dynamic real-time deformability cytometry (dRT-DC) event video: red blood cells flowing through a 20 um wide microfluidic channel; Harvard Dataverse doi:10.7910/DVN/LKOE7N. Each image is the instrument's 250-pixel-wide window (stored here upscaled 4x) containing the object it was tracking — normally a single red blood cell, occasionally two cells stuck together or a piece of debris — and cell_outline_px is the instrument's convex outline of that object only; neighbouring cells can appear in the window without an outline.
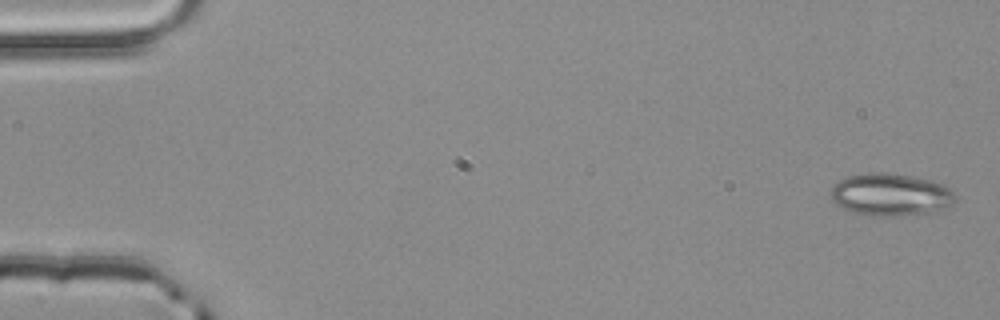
{"species": "common noctule bat (a hibernating species)", "species_latin": "Nyctalus noctula", "temperature_condition": "room temperature", "stored_images_in_passage": 4, "camera_frame_rate_fps": 3000, "um_per_image_px": 0.085, "animal": {"sex": "male", "body_mass_g": 20.4}, "frame": {"image": 1, "passage_image": 1, "time_ms": 0.0, "image_size_px": [1000, 320], "cell_outline_px": [[956, 200], [944, 208], [936, 212], [896, 216], [868, 216], [852, 212], [836, 204], [832, 200], [832, 188], [840, 180], [848, 176], [872, 172], [884, 172], [912, 176], [932, 180], [944, 184], [952, 188], [956, 196]], "centroid_in_image_um": [75.75, 16.55], "position_along_channel_um": 9.2, "area_um2": 30.98}}